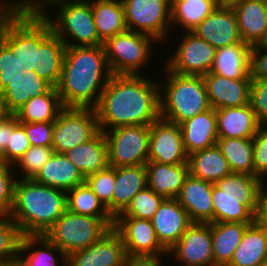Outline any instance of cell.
Instances as JSON below:
<instances>
[{"instance_id":"obj_33","label":"cell","mask_w":267,"mask_h":266,"mask_svg":"<svg viewBox=\"0 0 267 266\" xmlns=\"http://www.w3.org/2000/svg\"><path fill=\"white\" fill-rule=\"evenodd\" d=\"M57 257L62 259L61 266H67V255L44 235H22L18 259L24 266H59Z\"/></svg>"},{"instance_id":"obj_6","label":"cell","mask_w":267,"mask_h":266,"mask_svg":"<svg viewBox=\"0 0 267 266\" xmlns=\"http://www.w3.org/2000/svg\"><path fill=\"white\" fill-rule=\"evenodd\" d=\"M53 33L44 16L10 14L0 29V40L16 55L25 72L35 71L38 47Z\"/></svg>"},{"instance_id":"obj_30","label":"cell","mask_w":267,"mask_h":266,"mask_svg":"<svg viewBox=\"0 0 267 266\" xmlns=\"http://www.w3.org/2000/svg\"><path fill=\"white\" fill-rule=\"evenodd\" d=\"M64 154L85 178L109 166L108 144L103 131L90 141L79 144Z\"/></svg>"},{"instance_id":"obj_1","label":"cell","mask_w":267,"mask_h":266,"mask_svg":"<svg viewBox=\"0 0 267 266\" xmlns=\"http://www.w3.org/2000/svg\"><path fill=\"white\" fill-rule=\"evenodd\" d=\"M94 109L103 132L151 125L160 118V85L142 74H112Z\"/></svg>"},{"instance_id":"obj_26","label":"cell","mask_w":267,"mask_h":266,"mask_svg":"<svg viewBox=\"0 0 267 266\" xmlns=\"http://www.w3.org/2000/svg\"><path fill=\"white\" fill-rule=\"evenodd\" d=\"M33 179L66 192L85 183V176L64 153H54Z\"/></svg>"},{"instance_id":"obj_36","label":"cell","mask_w":267,"mask_h":266,"mask_svg":"<svg viewBox=\"0 0 267 266\" xmlns=\"http://www.w3.org/2000/svg\"><path fill=\"white\" fill-rule=\"evenodd\" d=\"M91 9L99 39L103 43L128 30L122 3L91 0Z\"/></svg>"},{"instance_id":"obj_59","label":"cell","mask_w":267,"mask_h":266,"mask_svg":"<svg viewBox=\"0 0 267 266\" xmlns=\"http://www.w3.org/2000/svg\"><path fill=\"white\" fill-rule=\"evenodd\" d=\"M0 266H24L19 259H15L8 262H1Z\"/></svg>"},{"instance_id":"obj_46","label":"cell","mask_w":267,"mask_h":266,"mask_svg":"<svg viewBox=\"0 0 267 266\" xmlns=\"http://www.w3.org/2000/svg\"><path fill=\"white\" fill-rule=\"evenodd\" d=\"M12 165L0 164V217H8L14 202V185L17 174ZM16 174V175H15Z\"/></svg>"},{"instance_id":"obj_39","label":"cell","mask_w":267,"mask_h":266,"mask_svg":"<svg viewBox=\"0 0 267 266\" xmlns=\"http://www.w3.org/2000/svg\"><path fill=\"white\" fill-rule=\"evenodd\" d=\"M66 204L70 212L99 217L110 228L114 227V218L86 182L66 192Z\"/></svg>"},{"instance_id":"obj_47","label":"cell","mask_w":267,"mask_h":266,"mask_svg":"<svg viewBox=\"0 0 267 266\" xmlns=\"http://www.w3.org/2000/svg\"><path fill=\"white\" fill-rule=\"evenodd\" d=\"M15 1V2H14ZM62 0H3L1 1L11 12L18 16H44L48 6L55 5ZM48 5V6H47Z\"/></svg>"},{"instance_id":"obj_11","label":"cell","mask_w":267,"mask_h":266,"mask_svg":"<svg viewBox=\"0 0 267 266\" xmlns=\"http://www.w3.org/2000/svg\"><path fill=\"white\" fill-rule=\"evenodd\" d=\"M104 135L108 144L110 166L124 167L147 163L150 125L120 126L104 131Z\"/></svg>"},{"instance_id":"obj_15","label":"cell","mask_w":267,"mask_h":266,"mask_svg":"<svg viewBox=\"0 0 267 266\" xmlns=\"http://www.w3.org/2000/svg\"><path fill=\"white\" fill-rule=\"evenodd\" d=\"M121 236L127 256H165L151 220L117 216L113 227Z\"/></svg>"},{"instance_id":"obj_58","label":"cell","mask_w":267,"mask_h":266,"mask_svg":"<svg viewBox=\"0 0 267 266\" xmlns=\"http://www.w3.org/2000/svg\"><path fill=\"white\" fill-rule=\"evenodd\" d=\"M252 48H264L267 49V28L264 31L262 37L259 39V41L252 46Z\"/></svg>"},{"instance_id":"obj_60","label":"cell","mask_w":267,"mask_h":266,"mask_svg":"<svg viewBox=\"0 0 267 266\" xmlns=\"http://www.w3.org/2000/svg\"><path fill=\"white\" fill-rule=\"evenodd\" d=\"M234 1H236V0H221V2L223 4H230V3L234 2Z\"/></svg>"},{"instance_id":"obj_61","label":"cell","mask_w":267,"mask_h":266,"mask_svg":"<svg viewBox=\"0 0 267 266\" xmlns=\"http://www.w3.org/2000/svg\"><path fill=\"white\" fill-rule=\"evenodd\" d=\"M104 1H111V2L123 3L124 0H104Z\"/></svg>"},{"instance_id":"obj_49","label":"cell","mask_w":267,"mask_h":266,"mask_svg":"<svg viewBox=\"0 0 267 266\" xmlns=\"http://www.w3.org/2000/svg\"><path fill=\"white\" fill-rule=\"evenodd\" d=\"M249 105L255 111L260 126H267V80H252Z\"/></svg>"},{"instance_id":"obj_35","label":"cell","mask_w":267,"mask_h":266,"mask_svg":"<svg viewBox=\"0 0 267 266\" xmlns=\"http://www.w3.org/2000/svg\"><path fill=\"white\" fill-rule=\"evenodd\" d=\"M65 43L53 32L37 50L36 73L53 87L59 83L65 54Z\"/></svg>"},{"instance_id":"obj_37","label":"cell","mask_w":267,"mask_h":266,"mask_svg":"<svg viewBox=\"0 0 267 266\" xmlns=\"http://www.w3.org/2000/svg\"><path fill=\"white\" fill-rule=\"evenodd\" d=\"M64 108L56 87L47 93L30 98L15 114L18 122H53Z\"/></svg>"},{"instance_id":"obj_23","label":"cell","mask_w":267,"mask_h":266,"mask_svg":"<svg viewBox=\"0 0 267 266\" xmlns=\"http://www.w3.org/2000/svg\"><path fill=\"white\" fill-rule=\"evenodd\" d=\"M235 11L241 40L254 46L267 28V3L264 0H236Z\"/></svg>"},{"instance_id":"obj_22","label":"cell","mask_w":267,"mask_h":266,"mask_svg":"<svg viewBox=\"0 0 267 266\" xmlns=\"http://www.w3.org/2000/svg\"><path fill=\"white\" fill-rule=\"evenodd\" d=\"M182 131L183 145L189 155L217 144L216 110L211 108L198 113L179 124Z\"/></svg>"},{"instance_id":"obj_13","label":"cell","mask_w":267,"mask_h":266,"mask_svg":"<svg viewBox=\"0 0 267 266\" xmlns=\"http://www.w3.org/2000/svg\"><path fill=\"white\" fill-rule=\"evenodd\" d=\"M179 45V46H178ZM165 67L181 75L204 76L212 68L216 48L193 32H185Z\"/></svg>"},{"instance_id":"obj_19","label":"cell","mask_w":267,"mask_h":266,"mask_svg":"<svg viewBox=\"0 0 267 266\" xmlns=\"http://www.w3.org/2000/svg\"><path fill=\"white\" fill-rule=\"evenodd\" d=\"M151 222L157 240L167 252L192 224L187 211L176 198H165Z\"/></svg>"},{"instance_id":"obj_7","label":"cell","mask_w":267,"mask_h":266,"mask_svg":"<svg viewBox=\"0 0 267 266\" xmlns=\"http://www.w3.org/2000/svg\"><path fill=\"white\" fill-rule=\"evenodd\" d=\"M55 6H58L56 13L53 14L55 18L48 12L44 17L65 46L103 45L94 23L91 0H62ZM70 39H74L72 40L74 42Z\"/></svg>"},{"instance_id":"obj_14","label":"cell","mask_w":267,"mask_h":266,"mask_svg":"<svg viewBox=\"0 0 267 266\" xmlns=\"http://www.w3.org/2000/svg\"><path fill=\"white\" fill-rule=\"evenodd\" d=\"M148 161L161 164H188L178 124L159 118L150 125Z\"/></svg>"},{"instance_id":"obj_45","label":"cell","mask_w":267,"mask_h":266,"mask_svg":"<svg viewBox=\"0 0 267 266\" xmlns=\"http://www.w3.org/2000/svg\"><path fill=\"white\" fill-rule=\"evenodd\" d=\"M31 146L24 128L14 115H10V138L3 153V163L13 166Z\"/></svg>"},{"instance_id":"obj_21","label":"cell","mask_w":267,"mask_h":266,"mask_svg":"<svg viewBox=\"0 0 267 266\" xmlns=\"http://www.w3.org/2000/svg\"><path fill=\"white\" fill-rule=\"evenodd\" d=\"M213 183L188 175L177 200L192 223H213Z\"/></svg>"},{"instance_id":"obj_43","label":"cell","mask_w":267,"mask_h":266,"mask_svg":"<svg viewBox=\"0 0 267 266\" xmlns=\"http://www.w3.org/2000/svg\"><path fill=\"white\" fill-rule=\"evenodd\" d=\"M85 182L98 196L99 200L104 204L112 216V195L115 185V167L109 165L97 173L90 174L85 178Z\"/></svg>"},{"instance_id":"obj_20","label":"cell","mask_w":267,"mask_h":266,"mask_svg":"<svg viewBox=\"0 0 267 266\" xmlns=\"http://www.w3.org/2000/svg\"><path fill=\"white\" fill-rule=\"evenodd\" d=\"M203 79L211 108L217 110L249 104L251 79H230L210 72Z\"/></svg>"},{"instance_id":"obj_53","label":"cell","mask_w":267,"mask_h":266,"mask_svg":"<svg viewBox=\"0 0 267 266\" xmlns=\"http://www.w3.org/2000/svg\"><path fill=\"white\" fill-rule=\"evenodd\" d=\"M265 182H267V179H261V183L258 190L255 222L267 226V185Z\"/></svg>"},{"instance_id":"obj_9","label":"cell","mask_w":267,"mask_h":266,"mask_svg":"<svg viewBox=\"0 0 267 266\" xmlns=\"http://www.w3.org/2000/svg\"><path fill=\"white\" fill-rule=\"evenodd\" d=\"M155 42L153 37L130 30L108 38L103 47L111 73L140 75L151 61Z\"/></svg>"},{"instance_id":"obj_27","label":"cell","mask_w":267,"mask_h":266,"mask_svg":"<svg viewBox=\"0 0 267 266\" xmlns=\"http://www.w3.org/2000/svg\"><path fill=\"white\" fill-rule=\"evenodd\" d=\"M147 186L164 198H177L189 175L188 164H161L147 161Z\"/></svg>"},{"instance_id":"obj_54","label":"cell","mask_w":267,"mask_h":266,"mask_svg":"<svg viewBox=\"0 0 267 266\" xmlns=\"http://www.w3.org/2000/svg\"><path fill=\"white\" fill-rule=\"evenodd\" d=\"M164 256H127L125 266H164Z\"/></svg>"},{"instance_id":"obj_56","label":"cell","mask_w":267,"mask_h":266,"mask_svg":"<svg viewBox=\"0 0 267 266\" xmlns=\"http://www.w3.org/2000/svg\"><path fill=\"white\" fill-rule=\"evenodd\" d=\"M10 114L8 113L2 93L0 92V121L6 119Z\"/></svg>"},{"instance_id":"obj_55","label":"cell","mask_w":267,"mask_h":266,"mask_svg":"<svg viewBox=\"0 0 267 266\" xmlns=\"http://www.w3.org/2000/svg\"><path fill=\"white\" fill-rule=\"evenodd\" d=\"M10 138V116L0 121V164L3 163V153Z\"/></svg>"},{"instance_id":"obj_34","label":"cell","mask_w":267,"mask_h":266,"mask_svg":"<svg viewBox=\"0 0 267 266\" xmlns=\"http://www.w3.org/2000/svg\"><path fill=\"white\" fill-rule=\"evenodd\" d=\"M252 223L213 222L211 236L214 265H229L246 228Z\"/></svg>"},{"instance_id":"obj_42","label":"cell","mask_w":267,"mask_h":266,"mask_svg":"<svg viewBox=\"0 0 267 266\" xmlns=\"http://www.w3.org/2000/svg\"><path fill=\"white\" fill-rule=\"evenodd\" d=\"M21 238L22 233L11 217H0V262L18 259Z\"/></svg>"},{"instance_id":"obj_29","label":"cell","mask_w":267,"mask_h":266,"mask_svg":"<svg viewBox=\"0 0 267 266\" xmlns=\"http://www.w3.org/2000/svg\"><path fill=\"white\" fill-rule=\"evenodd\" d=\"M266 264L267 226L254 222L246 228L229 266H266Z\"/></svg>"},{"instance_id":"obj_10","label":"cell","mask_w":267,"mask_h":266,"mask_svg":"<svg viewBox=\"0 0 267 266\" xmlns=\"http://www.w3.org/2000/svg\"><path fill=\"white\" fill-rule=\"evenodd\" d=\"M100 132L94 108L64 107L54 121L52 148L65 153L93 139Z\"/></svg>"},{"instance_id":"obj_41","label":"cell","mask_w":267,"mask_h":266,"mask_svg":"<svg viewBox=\"0 0 267 266\" xmlns=\"http://www.w3.org/2000/svg\"><path fill=\"white\" fill-rule=\"evenodd\" d=\"M164 199L147 186L133 197L127 208L118 216L151 220Z\"/></svg>"},{"instance_id":"obj_62","label":"cell","mask_w":267,"mask_h":266,"mask_svg":"<svg viewBox=\"0 0 267 266\" xmlns=\"http://www.w3.org/2000/svg\"><path fill=\"white\" fill-rule=\"evenodd\" d=\"M212 266H229V265H212Z\"/></svg>"},{"instance_id":"obj_31","label":"cell","mask_w":267,"mask_h":266,"mask_svg":"<svg viewBox=\"0 0 267 266\" xmlns=\"http://www.w3.org/2000/svg\"><path fill=\"white\" fill-rule=\"evenodd\" d=\"M248 43H236L216 49L210 73L230 79H250V51Z\"/></svg>"},{"instance_id":"obj_48","label":"cell","mask_w":267,"mask_h":266,"mask_svg":"<svg viewBox=\"0 0 267 266\" xmlns=\"http://www.w3.org/2000/svg\"><path fill=\"white\" fill-rule=\"evenodd\" d=\"M24 71L12 51L0 40V92Z\"/></svg>"},{"instance_id":"obj_51","label":"cell","mask_w":267,"mask_h":266,"mask_svg":"<svg viewBox=\"0 0 267 266\" xmlns=\"http://www.w3.org/2000/svg\"><path fill=\"white\" fill-rule=\"evenodd\" d=\"M32 146L52 147L53 122H19Z\"/></svg>"},{"instance_id":"obj_5","label":"cell","mask_w":267,"mask_h":266,"mask_svg":"<svg viewBox=\"0 0 267 266\" xmlns=\"http://www.w3.org/2000/svg\"><path fill=\"white\" fill-rule=\"evenodd\" d=\"M163 67L167 81L159 83L161 118L179 125L211 109L203 76L181 75Z\"/></svg>"},{"instance_id":"obj_3","label":"cell","mask_w":267,"mask_h":266,"mask_svg":"<svg viewBox=\"0 0 267 266\" xmlns=\"http://www.w3.org/2000/svg\"><path fill=\"white\" fill-rule=\"evenodd\" d=\"M19 177L10 217L22 235H45L67 210L66 191Z\"/></svg>"},{"instance_id":"obj_25","label":"cell","mask_w":267,"mask_h":266,"mask_svg":"<svg viewBox=\"0 0 267 266\" xmlns=\"http://www.w3.org/2000/svg\"><path fill=\"white\" fill-rule=\"evenodd\" d=\"M218 138H253L260 124L250 105L216 110Z\"/></svg>"},{"instance_id":"obj_50","label":"cell","mask_w":267,"mask_h":266,"mask_svg":"<svg viewBox=\"0 0 267 266\" xmlns=\"http://www.w3.org/2000/svg\"><path fill=\"white\" fill-rule=\"evenodd\" d=\"M253 139V163L256 176L267 178V126H260Z\"/></svg>"},{"instance_id":"obj_4","label":"cell","mask_w":267,"mask_h":266,"mask_svg":"<svg viewBox=\"0 0 267 266\" xmlns=\"http://www.w3.org/2000/svg\"><path fill=\"white\" fill-rule=\"evenodd\" d=\"M261 179L231 173L213 185V222L254 223Z\"/></svg>"},{"instance_id":"obj_63","label":"cell","mask_w":267,"mask_h":266,"mask_svg":"<svg viewBox=\"0 0 267 266\" xmlns=\"http://www.w3.org/2000/svg\"><path fill=\"white\" fill-rule=\"evenodd\" d=\"M170 1V3L172 4L174 1H177V0H169Z\"/></svg>"},{"instance_id":"obj_52","label":"cell","mask_w":267,"mask_h":266,"mask_svg":"<svg viewBox=\"0 0 267 266\" xmlns=\"http://www.w3.org/2000/svg\"><path fill=\"white\" fill-rule=\"evenodd\" d=\"M249 76L253 81L267 80V49L251 48Z\"/></svg>"},{"instance_id":"obj_38","label":"cell","mask_w":267,"mask_h":266,"mask_svg":"<svg viewBox=\"0 0 267 266\" xmlns=\"http://www.w3.org/2000/svg\"><path fill=\"white\" fill-rule=\"evenodd\" d=\"M221 0H177L171 4V25L192 32L220 4Z\"/></svg>"},{"instance_id":"obj_18","label":"cell","mask_w":267,"mask_h":266,"mask_svg":"<svg viewBox=\"0 0 267 266\" xmlns=\"http://www.w3.org/2000/svg\"><path fill=\"white\" fill-rule=\"evenodd\" d=\"M192 32L216 49L245 43L241 40L237 17L230 4L221 3Z\"/></svg>"},{"instance_id":"obj_28","label":"cell","mask_w":267,"mask_h":266,"mask_svg":"<svg viewBox=\"0 0 267 266\" xmlns=\"http://www.w3.org/2000/svg\"><path fill=\"white\" fill-rule=\"evenodd\" d=\"M53 86L36 71H21L2 91L5 106L14 115L30 98L47 93Z\"/></svg>"},{"instance_id":"obj_17","label":"cell","mask_w":267,"mask_h":266,"mask_svg":"<svg viewBox=\"0 0 267 266\" xmlns=\"http://www.w3.org/2000/svg\"><path fill=\"white\" fill-rule=\"evenodd\" d=\"M126 257L120 234L111 228L95 243L67 255V266H125Z\"/></svg>"},{"instance_id":"obj_16","label":"cell","mask_w":267,"mask_h":266,"mask_svg":"<svg viewBox=\"0 0 267 266\" xmlns=\"http://www.w3.org/2000/svg\"><path fill=\"white\" fill-rule=\"evenodd\" d=\"M181 266H212L213 247L211 223H192L169 250Z\"/></svg>"},{"instance_id":"obj_57","label":"cell","mask_w":267,"mask_h":266,"mask_svg":"<svg viewBox=\"0 0 267 266\" xmlns=\"http://www.w3.org/2000/svg\"><path fill=\"white\" fill-rule=\"evenodd\" d=\"M10 14H11V12L8 10V8L3 3H0V29L2 27V24L4 23V20Z\"/></svg>"},{"instance_id":"obj_40","label":"cell","mask_w":267,"mask_h":266,"mask_svg":"<svg viewBox=\"0 0 267 266\" xmlns=\"http://www.w3.org/2000/svg\"><path fill=\"white\" fill-rule=\"evenodd\" d=\"M217 145L232 173L255 175L252 138H218Z\"/></svg>"},{"instance_id":"obj_8","label":"cell","mask_w":267,"mask_h":266,"mask_svg":"<svg viewBox=\"0 0 267 266\" xmlns=\"http://www.w3.org/2000/svg\"><path fill=\"white\" fill-rule=\"evenodd\" d=\"M110 229L99 217L81 215L66 210L44 236L66 255H69L95 243Z\"/></svg>"},{"instance_id":"obj_12","label":"cell","mask_w":267,"mask_h":266,"mask_svg":"<svg viewBox=\"0 0 267 266\" xmlns=\"http://www.w3.org/2000/svg\"><path fill=\"white\" fill-rule=\"evenodd\" d=\"M122 4L128 30L148 35L158 42L169 36L172 27L169 0H124Z\"/></svg>"},{"instance_id":"obj_24","label":"cell","mask_w":267,"mask_h":266,"mask_svg":"<svg viewBox=\"0 0 267 266\" xmlns=\"http://www.w3.org/2000/svg\"><path fill=\"white\" fill-rule=\"evenodd\" d=\"M147 187L146 164L115 167L112 195V217L115 219L130 204L133 197Z\"/></svg>"},{"instance_id":"obj_44","label":"cell","mask_w":267,"mask_h":266,"mask_svg":"<svg viewBox=\"0 0 267 266\" xmlns=\"http://www.w3.org/2000/svg\"><path fill=\"white\" fill-rule=\"evenodd\" d=\"M54 153L52 147L31 146L13 165V168L22 170L21 179H33Z\"/></svg>"},{"instance_id":"obj_2","label":"cell","mask_w":267,"mask_h":266,"mask_svg":"<svg viewBox=\"0 0 267 266\" xmlns=\"http://www.w3.org/2000/svg\"><path fill=\"white\" fill-rule=\"evenodd\" d=\"M111 76L103 45L66 46L56 86L62 105L95 108Z\"/></svg>"},{"instance_id":"obj_32","label":"cell","mask_w":267,"mask_h":266,"mask_svg":"<svg viewBox=\"0 0 267 266\" xmlns=\"http://www.w3.org/2000/svg\"><path fill=\"white\" fill-rule=\"evenodd\" d=\"M188 166L190 175L213 184L232 173L217 144L189 154Z\"/></svg>"}]
</instances>
